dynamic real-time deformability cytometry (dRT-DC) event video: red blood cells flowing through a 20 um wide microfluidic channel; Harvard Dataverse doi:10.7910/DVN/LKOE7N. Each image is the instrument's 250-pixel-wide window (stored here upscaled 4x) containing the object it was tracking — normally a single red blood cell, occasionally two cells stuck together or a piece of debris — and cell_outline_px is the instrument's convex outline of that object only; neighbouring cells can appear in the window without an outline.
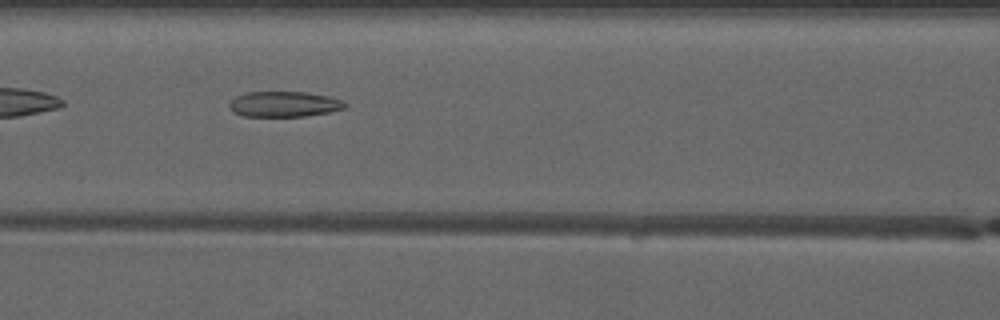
{"species": "common noctule bat (a hibernating species)", "species_latin": "Nyctalus noctula", "temperature_condition": "warm", "stored_images_in_passage": 8, "camera_frame_rate_fps": 3000, "um_per_image_px": 0.085, "animal": {"sex": "male", "forearm_length_mm": 52.5}, "frame": {"image": 1, "passage_image": 5, "time_ms": 4.667, "image_size_px": [1000, 320], "cell_outline_px": [[348, 104], [344, 108], [328, 112], [308, 116], [244, 116], [232, 112], [228, 108], [228, 104], [236, 96], [248, 92], [308, 92], [328, 96], [340, 100]], "centroid_in_image_um": [24.12, 8.85], "position_along_channel_um": 142.5, "area_um2": 17.17}}
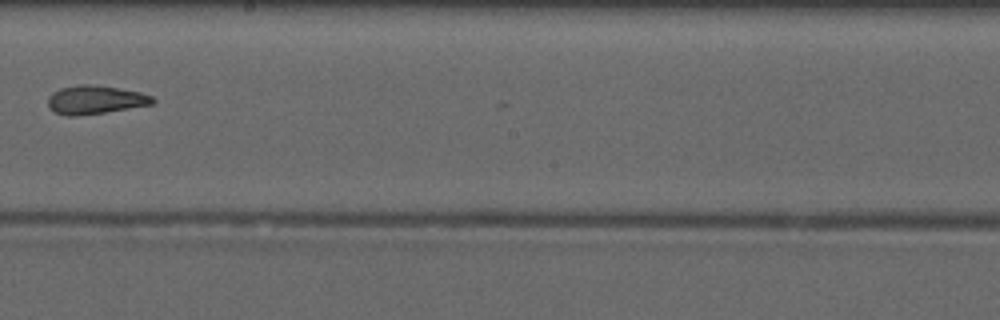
{"frame": {"image": 2, "passage_image": 7, "time_ms": 7.0, "image_size_px": [1000, 320], "cell_outline_px": [[156, 100], [152, 104], [104, 112], [76, 116], [68, 116], [56, 112], [48, 104], [48, 96], [52, 92], [60, 88], [84, 84], [92, 84], [120, 88], [140, 92], [152, 96]], "centroid_in_image_um": [8.1, 8.47], "position_along_channel_um": 240.1, "area_um2": 17.22}}
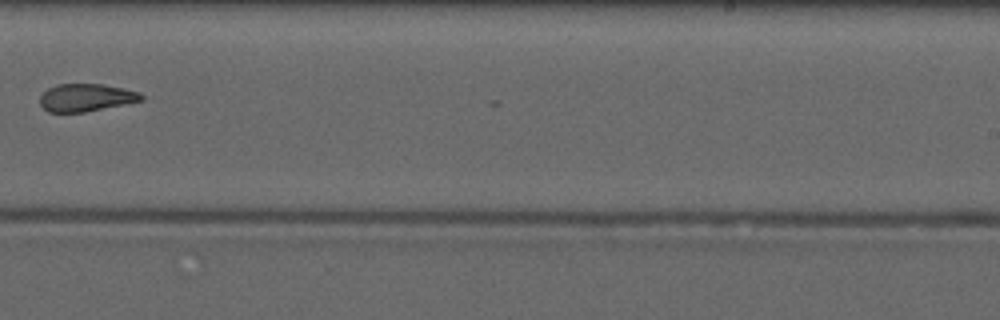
{"frame": {"image": 3, "passage_image": 8, "time_ms": 8.0, "image_size_px": [1000, 320], "cell_outline_px": [[144, 100], [84, 112], [48, 112], [40, 104], [40, 96], [48, 88], [56, 84], [104, 84], [124, 88], [140, 92], [144, 96]], "centroid_in_image_um": [7.33, 8.28], "position_along_channel_um": 281.7, "area_um2": 16.36}}